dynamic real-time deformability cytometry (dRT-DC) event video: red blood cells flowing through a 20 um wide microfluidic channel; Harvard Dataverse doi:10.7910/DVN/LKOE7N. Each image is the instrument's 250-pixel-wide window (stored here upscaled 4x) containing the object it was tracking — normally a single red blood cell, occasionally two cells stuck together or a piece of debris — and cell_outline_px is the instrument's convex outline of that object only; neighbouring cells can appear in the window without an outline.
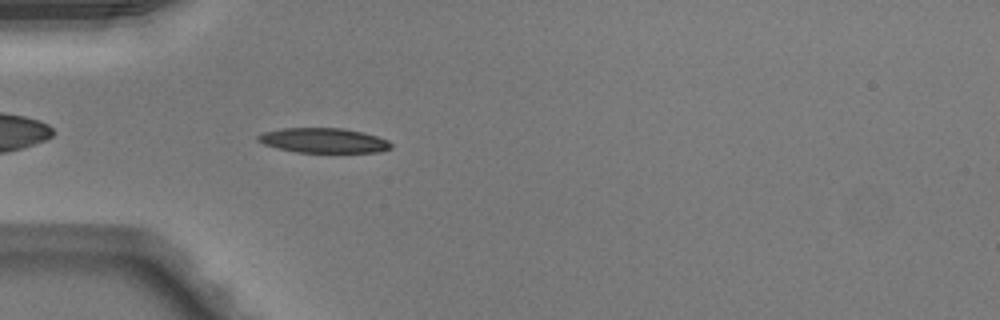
{"species": "Egyptian fruit bat (a non-hibernating species)", "species_latin": "Rousettus aegyptiacus", "temperature_condition": "warm", "stored_images_in_passage": 37, "camera_frame_rate_fps": 3000, "um_per_image_px": 0.085, "animal": {"sex": "male"}, "frame": {"image": 1, "passage_image": 3, "time_ms": 0.667, "image_size_px": [1000, 320], "cell_outline_px": [[392, 148], [380, 152], [296, 152], [276, 148], [264, 144], [256, 140], [256, 136], [264, 132], [280, 128], [340, 128], [360, 132], [376, 136], [388, 140], [392, 144]], "centroid_in_image_um": [27.47, 11.94], "position_along_channel_um": 57.5, "area_um2": 19.19}}
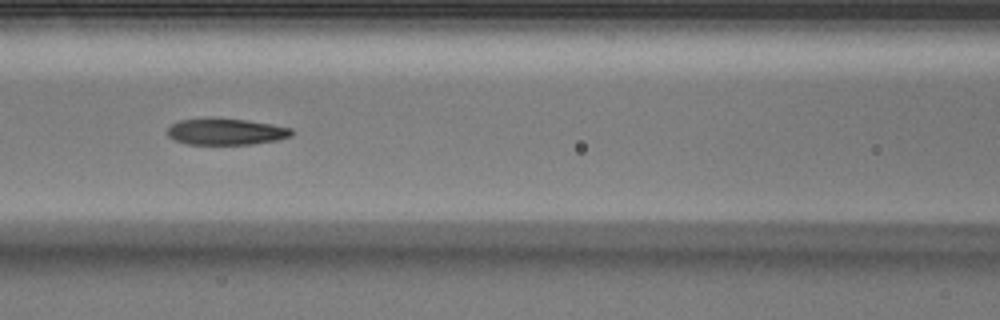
{"frame": {"image": 2, "passage_image": 10, "time_ms": 3.0, "image_size_px": [1000, 320], "cell_outline_px": [[292, 136], [276, 140], [252, 144], [188, 144], [176, 140], [168, 136], [168, 128], [172, 124], [180, 120], [212, 116], [220, 116], [248, 120], [272, 124], [292, 128]], "centroid_in_image_um": [19.2, 11.15], "position_along_channel_um": 147.4, "area_um2": 19.54}}
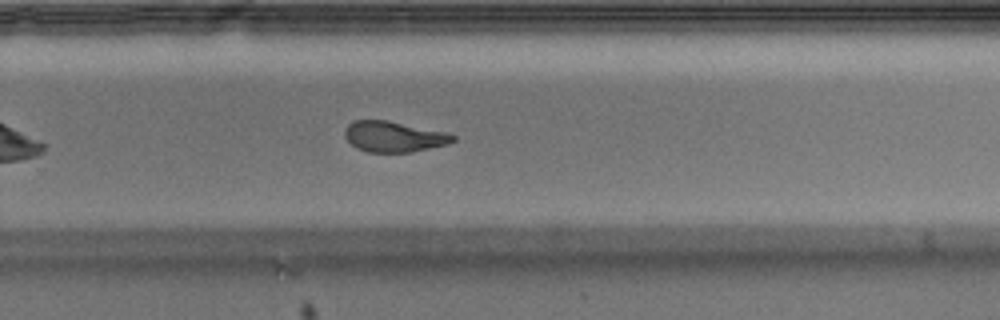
{"frame": {"image": 3, "passage_image": 21, "time_ms": 6.667, "image_size_px": [1000, 320], "cell_outline_px": [[456, 140], [448, 144], [412, 152], [368, 152], [356, 148], [344, 136], [344, 132], [348, 124], [352, 120], [388, 120], [444, 132], [456, 136]], "centroid_in_image_um": [33.46, 11.61], "position_along_channel_um": 296.3, "area_um2": 19.31}, "authors_computed_cell_mechanics": {"area_um2": 19.9988, "velocity_mm_per_s": 4.0797, "shape_relaxation_time_tau1_ms": 6.1361, "shape_relaxation_time_tau2_ms": 2.767, "deformation_change_tau1": 0.2318, "deformation_change_tau2": 0.0951}}